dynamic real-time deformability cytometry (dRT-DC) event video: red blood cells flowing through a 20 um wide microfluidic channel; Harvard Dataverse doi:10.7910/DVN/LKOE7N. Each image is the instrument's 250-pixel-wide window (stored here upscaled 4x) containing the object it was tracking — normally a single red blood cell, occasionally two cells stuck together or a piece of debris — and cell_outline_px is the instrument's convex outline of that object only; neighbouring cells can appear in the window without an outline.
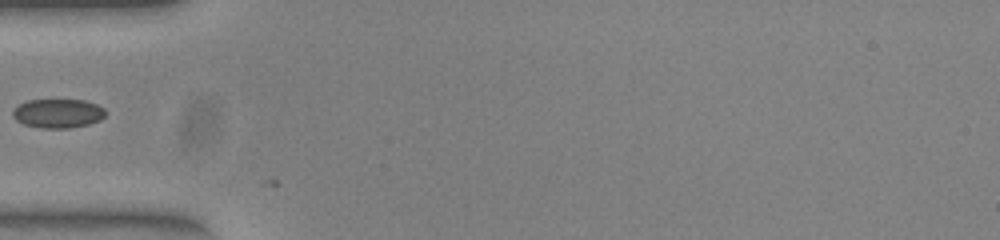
{"species": "common noctule bat (a hibernating species)", "species_latin": "Nyctalus noctula", "temperature_condition": "warm", "stored_images_in_passage": 2, "camera_frame_rate_fps": 3000, "um_per_image_px": 0.085, "animal": {"sex": "female", "body_mass_g": 23.0, "forearm_length_mm": 53.4}, "frame": {"image": 1, "passage_image": 1, "time_ms": 0.0, "image_size_px": [1000, 240], "cell_outline_px": [[104, 116], [100, 120], [88, 124], [68, 128], [40, 128], [24, 124], [16, 120], [12, 116], [12, 108], [28, 100], [84, 100], [96, 104], [104, 108]], "centroid_in_image_um": [4.89, 9.64], "position_along_channel_um": 80.1, "area_um2": 15.66}}